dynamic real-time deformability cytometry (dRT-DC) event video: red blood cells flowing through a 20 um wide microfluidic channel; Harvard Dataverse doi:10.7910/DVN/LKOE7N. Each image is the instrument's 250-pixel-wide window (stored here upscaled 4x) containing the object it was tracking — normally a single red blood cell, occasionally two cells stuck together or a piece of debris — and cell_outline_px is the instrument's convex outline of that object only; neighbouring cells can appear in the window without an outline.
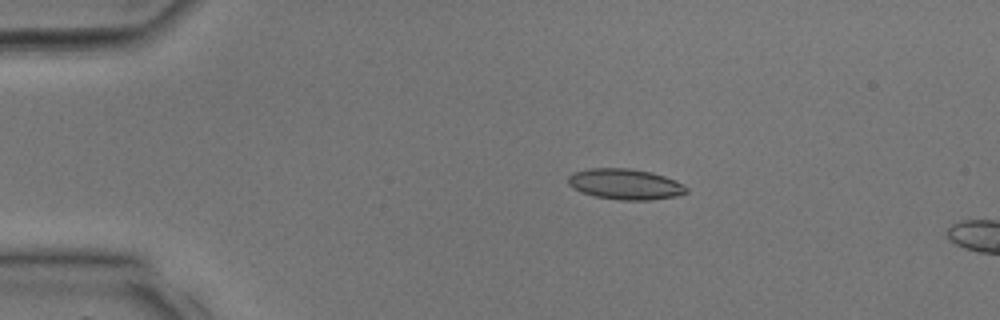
{"species": "common noctule bat (a hibernating species)", "species_latin": "Nyctalus noctula", "temperature_condition": "room temperature", "stored_images_in_passage": 4, "camera_frame_rate_fps": 3000, "um_per_image_px": 0.085, "animal": {"sex": "male", "body_mass_g": 17.9, "forearm_length_mm": 54.2}, "frame": {"image": 1, "passage_image": 1, "time_ms": 0.0, "image_size_px": [1000, 320], "cell_outline_px": [[688, 192], [676, 196], [648, 200], [620, 200], [596, 196], [580, 192], [572, 188], [568, 184], [568, 176], [572, 172], [588, 168], [628, 168], [652, 172], [676, 180], [684, 184], [688, 188]], "centroid_in_image_um": [53.13, 15.64], "position_along_channel_um": 31.9, "area_um2": 21.33}}